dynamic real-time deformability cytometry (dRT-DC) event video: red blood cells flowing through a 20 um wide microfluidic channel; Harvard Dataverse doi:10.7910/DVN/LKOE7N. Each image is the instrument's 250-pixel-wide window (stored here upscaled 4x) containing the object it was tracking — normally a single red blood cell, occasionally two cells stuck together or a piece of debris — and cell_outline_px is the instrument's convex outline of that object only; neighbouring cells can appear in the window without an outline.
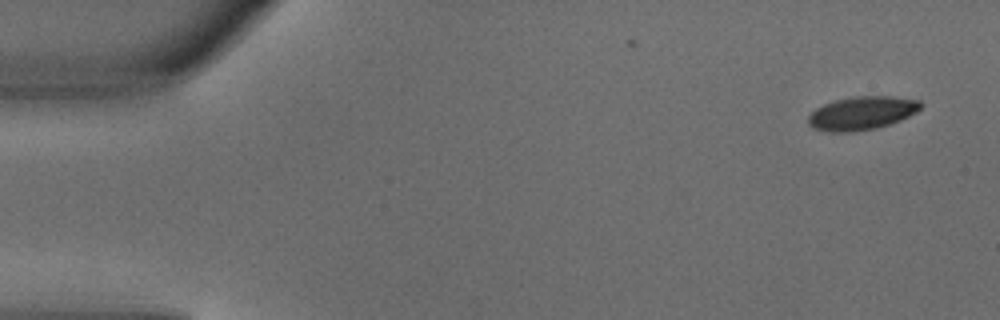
{"species": "common noctule bat (a hibernating species)", "species_latin": "Nyctalus noctula", "temperature_condition": "warm", "stored_images_in_passage": 4, "camera_frame_rate_fps": 3000, "um_per_image_px": 0.085, "animal": {"sex": "male", "body_mass_g": 18.8}, "frame": {"image": 1, "passage_image": 1, "time_ms": 0.0, "image_size_px": [1000, 320], "cell_outline_px": [[924, 104], [916, 112], [900, 120], [876, 128], [852, 132], [828, 132], [812, 128], [808, 124], [808, 116], [816, 108], [824, 104], [836, 100], [852, 96], [892, 96], [920, 100]], "centroid_in_image_um": [73.25, 9.61], "position_along_channel_um": 11.8, "area_um2": 21.96}}